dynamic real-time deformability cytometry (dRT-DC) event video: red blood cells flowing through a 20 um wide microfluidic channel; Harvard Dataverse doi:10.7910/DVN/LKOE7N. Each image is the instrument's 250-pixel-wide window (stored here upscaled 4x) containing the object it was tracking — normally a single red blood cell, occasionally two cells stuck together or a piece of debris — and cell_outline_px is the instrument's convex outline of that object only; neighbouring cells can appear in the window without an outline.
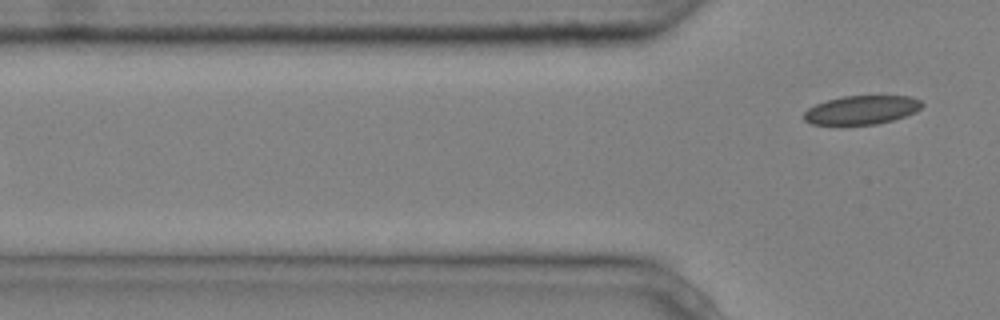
{"species": "common noctule bat (a hibernating species)", "species_latin": "Nyctalus noctula", "temperature_condition": "cold", "stored_images_in_passage": 5, "camera_frame_rate_fps": 3000, "um_per_image_px": 0.085, "animal": {"sex": "male", "body_mass_g": 20.4}, "frame": {"image": 1, "passage_image": 5, "time_ms": 1.333, "image_size_px": [1000, 320], "cell_outline_px": [[924, 104], [916, 112], [892, 120], [876, 124], [840, 128], [812, 124], [804, 120], [804, 112], [808, 108], [816, 104], [828, 100], [844, 96], [912, 96], [920, 100]], "centroid_in_image_um": [73.18, 9.4], "position_along_channel_um": 52.6, "area_um2": 20.52}}